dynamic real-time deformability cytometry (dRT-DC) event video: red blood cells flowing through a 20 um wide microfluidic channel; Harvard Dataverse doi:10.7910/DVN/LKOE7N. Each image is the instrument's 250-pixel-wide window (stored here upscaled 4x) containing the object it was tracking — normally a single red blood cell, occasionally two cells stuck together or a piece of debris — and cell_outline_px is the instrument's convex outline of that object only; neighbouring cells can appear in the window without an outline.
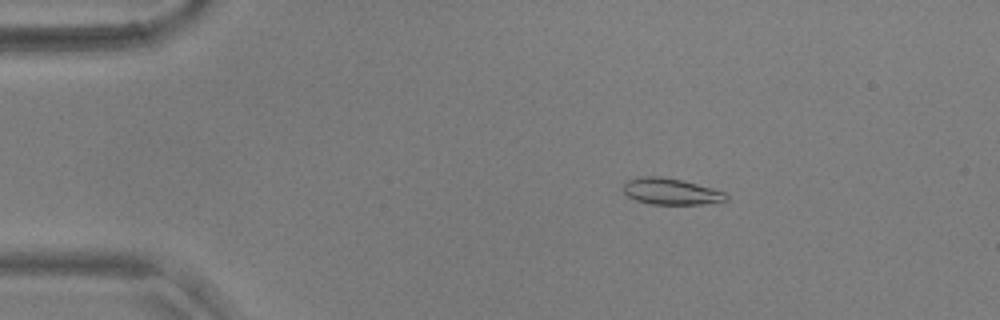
{"species": "common noctule bat (a hibernating species)", "species_latin": "Nyctalus noctula", "temperature_condition": "warm", "stored_images_in_passage": 56, "camera_frame_rate_fps": 3000, "um_per_image_px": 0.085, "animal": {"sex": "male", "body_mass_g": 17.9, "forearm_length_mm": 54.2}, "frame": {"image": 1, "passage_image": 10, "time_ms": 3.0, "image_size_px": [1000, 320], "cell_outline_px": [[728, 200], [704, 204], [652, 204], [636, 200], [628, 196], [624, 192], [624, 184], [628, 180], [640, 176], [660, 176], [680, 180], [712, 188], [724, 192], [728, 196]], "centroid_in_image_um": [57.03, 16.28], "position_along_channel_um": 28.0, "area_um2": 15.61}}
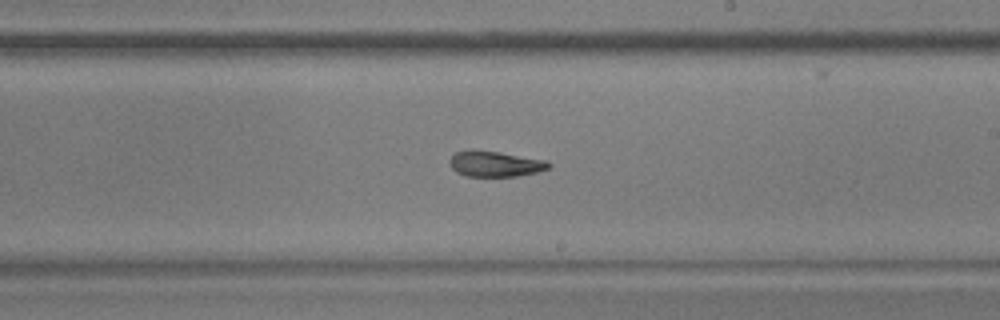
{"frame": {"image": 2, "passage_image": 33, "time_ms": 10.667, "image_size_px": [1000, 320], "cell_outline_px": [[552, 164], [548, 168], [536, 172], [516, 176], [464, 176], [456, 172], [452, 168], [448, 160], [456, 152], [468, 148], [472, 148], [500, 152], [548, 160]], "centroid_in_image_um": [42.05, 13.9], "position_along_channel_um": 246.9, "area_um2": 15.09}}
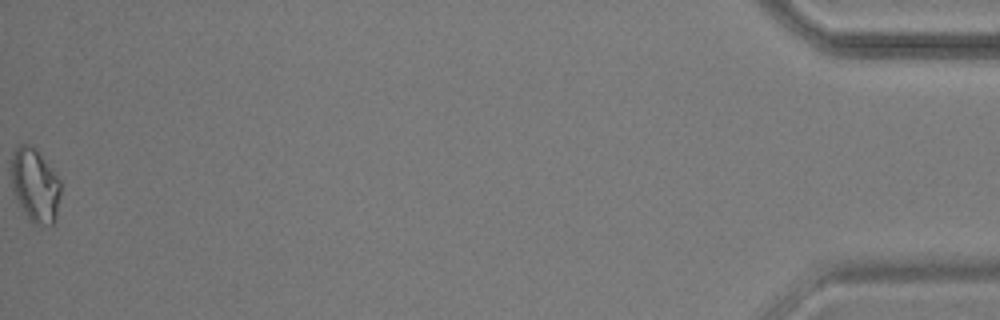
{"frame": {"image": 3, "passage_image": 56, "time_ms": 18.333, "image_size_px": [1000, 320], "cell_outline_px": [[60, 196], [56, 216], [52, 224], [40, 228], [32, 224], [28, 220], [12, 192], [12, 152], [20, 144], [32, 144], [36, 148], [60, 180]], "centroid_in_image_um": [2.97, 15.78], "position_along_channel_um": 432.2, "area_um2": 21.5}, "authors_computed_cell_mechanics": {"area_um2": 15.895, "velocity_mm_per_s": 3.6578, "shape_relaxation_time_tau1_ms": null, "shape_relaxation_time_tau2_ms": 5.882, "deformation_change_tau1": null, "deformation_change_tau2": 0.1297}}